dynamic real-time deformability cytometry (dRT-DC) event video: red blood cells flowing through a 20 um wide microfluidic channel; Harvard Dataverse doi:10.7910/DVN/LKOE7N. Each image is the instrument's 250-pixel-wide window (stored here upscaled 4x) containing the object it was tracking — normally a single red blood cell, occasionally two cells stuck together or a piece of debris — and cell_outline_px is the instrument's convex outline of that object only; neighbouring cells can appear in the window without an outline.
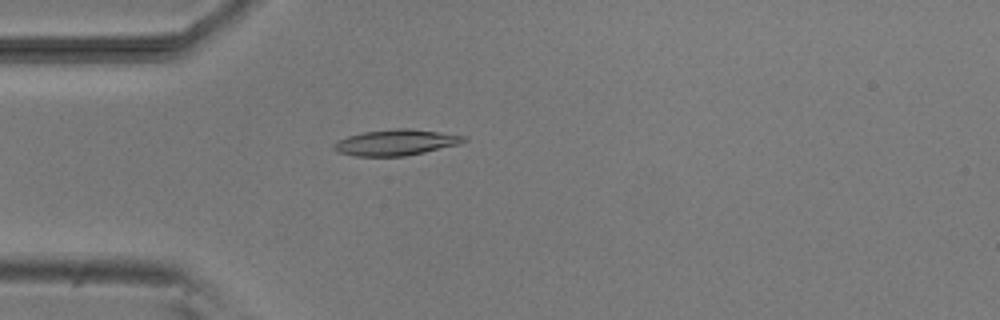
{"species": "common noctule bat (a hibernating species)", "species_latin": "Nyctalus noctula", "temperature_condition": "room temperature", "stored_images_in_passage": 4, "camera_frame_rate_fps": 3000, "um_per_image_px": 0.085, "animal": {"sex": "male", "body_mass_g": 20.5, "forearm_length_mm": 52.5}, "frame": {"image": 1, "passage_image": 4, "time_ms": 3.333, "image_size_px": [1000, 320], "cell_outline_px": [[468, 140], [460, 144], [424, 152], [404, 156], [356, 156], [336, 152], [332, 148], [332, 144], [336, 140], [348, 136], [364, 132], [396, 128], [408, 128], [464, 136]], "centroid_in_image_um": [33.59, 12.11], "position_along_channel_um": 51.4, "area_um2": 19.54}}